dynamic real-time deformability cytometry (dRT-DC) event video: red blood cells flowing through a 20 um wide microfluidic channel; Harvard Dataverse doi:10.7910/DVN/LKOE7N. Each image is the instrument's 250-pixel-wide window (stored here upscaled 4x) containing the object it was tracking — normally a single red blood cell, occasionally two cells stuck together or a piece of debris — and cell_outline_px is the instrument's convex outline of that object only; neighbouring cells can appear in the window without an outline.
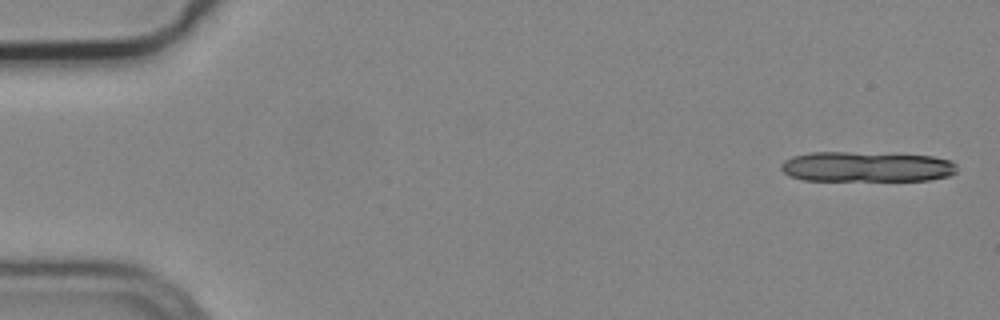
{"species": "common noctule bat (a hibernating species)", "species_latin": "Nyctalus noctula", "temperature_condition": "cold", "stored_images_in_passage": 5, "camera_frame_rate_fps": 3000, "um_per_image_px": 0.085, "animal": {"sex": "male", "body_mass_g": 19.2, "forearm_length_mm": 51.8}, "frame": {"image": 1, "passage_image": 1, "time_ms": 0.0, "image_size_px": [1000, 320], "cell_outline_px": [[956, 172], [948, 176], [928, 180], [804, 180], [788, 176], [780, 168], [780, 164], [784, 160], [792, 156], [808, 152], [848, 152], [932, 156], [952, 160], [956, 164]], "centroid_in_image_um": [73.62, 14.17], "position_along_channel_um": 11.4, "area_um2": 31.04}}